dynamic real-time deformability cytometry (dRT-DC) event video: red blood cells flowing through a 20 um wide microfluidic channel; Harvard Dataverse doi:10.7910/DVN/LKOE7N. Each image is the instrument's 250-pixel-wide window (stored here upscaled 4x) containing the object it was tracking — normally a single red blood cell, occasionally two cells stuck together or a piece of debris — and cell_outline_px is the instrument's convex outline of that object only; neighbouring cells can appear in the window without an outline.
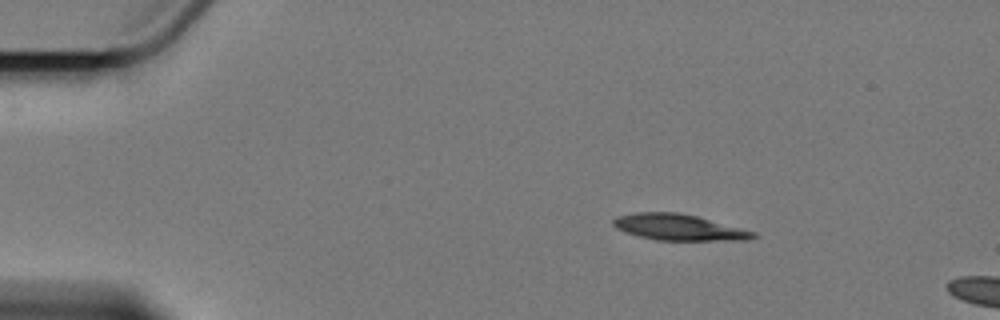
{"species": "Egyptian fruit bat (a non-hibernating species)", "species_latin": "Rousettus aegyptiacus", "temperature_condition": "cold", "stored_images_in_passage": 3, "camera_frame_rate_fps": 3000, "um_per_image_px": 0.085, "animal": {"sex": "female"}, "frame": {"image": 1, "passage_image": 1, "time_ms": 0.0, "image_size_px": [1000, 320], "cell_outline_px": [[756, 236], [748, 240], [656, 240], [624, 232], [616, 228], [612, 224], [612, 220], [616, 216], [636, 212], [676, 212], [696, 216], [756, 232]], "centroid_in_image_um": [57.65, 19.32], "position_along_channel_um": 27.3, "area_um2": 21.15}}